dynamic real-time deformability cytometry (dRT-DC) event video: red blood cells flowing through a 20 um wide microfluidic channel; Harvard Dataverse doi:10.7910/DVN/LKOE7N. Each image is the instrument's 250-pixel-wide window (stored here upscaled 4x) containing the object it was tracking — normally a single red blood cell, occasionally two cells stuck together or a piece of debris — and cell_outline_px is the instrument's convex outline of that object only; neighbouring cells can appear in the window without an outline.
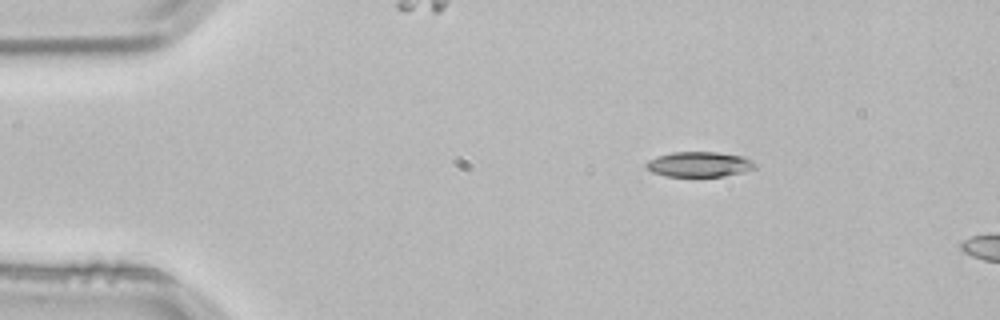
{"species": "common noctule bat (a hibernating species)", "species_latin": "Nyctalus noctula", "temperature_condition": "room temperature", "stored_images_in_passage": 3, "segment_of_instrument_passage": [1, 2], "camera_frame_rate_fps": 3000, "um_per_image_px": 0.085, "animal": {"sex": "male", "body_mass_g": 21.5, "forearm_length_mm": 52.0}, "frame": {"image": 1, "passage_image": 1, "time_ms": 0.0, "image_size_px": [1000, 320], "cell_outline_px": [[756, 168], [724, 176], [664, 176], [652, 172], [644, 164], [648, 160], [656, 156], [672, 152], [720, 152], [744, 156], [752, 160], [756, 164]], "centroid_in_image_um": [59.43, 13.95], "position_along_channel_um": 25.6, "area_um2": 16.01}}